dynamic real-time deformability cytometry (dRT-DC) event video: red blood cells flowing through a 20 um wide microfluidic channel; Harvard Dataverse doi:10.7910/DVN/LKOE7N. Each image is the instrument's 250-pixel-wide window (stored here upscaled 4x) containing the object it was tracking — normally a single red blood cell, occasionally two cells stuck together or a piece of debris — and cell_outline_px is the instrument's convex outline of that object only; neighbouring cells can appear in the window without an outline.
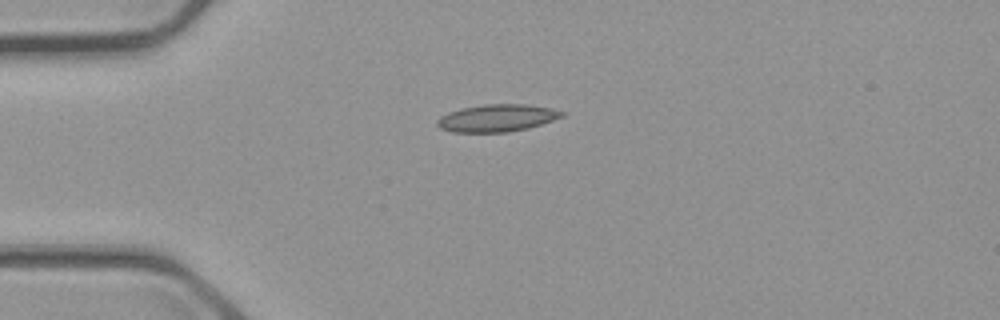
{"species": "common noctule bat (a hibernating species)", "species_latin": "Nyctalus noctula", "temperature_condition": "cold", "stored_images_in_passage": 43, "camera_frame_rate_fps": 3000, "um_per_image_px": 0.085, "animal": {"sex": "male", "body_mass_g": 23.1, "forearm_length_mm": 52.7}, "frame": {"image": 1, "passage_image": 1, "time_ms": 0.0, "image_size_px": [1000, 320], "cell_outline_px": [[564, 116], [528, 128], [508, 132], [452, 132], [440, 128], [436, 124], [436, 120], [440, 116], [448, 112], [460, 108], [484, 104], [524, 104], [552, 108], [564, 112]], "centroid_in_image_um": [42.2, 10.03], "position_along_channel_um": 42.8, "area_um2": 19.88}}
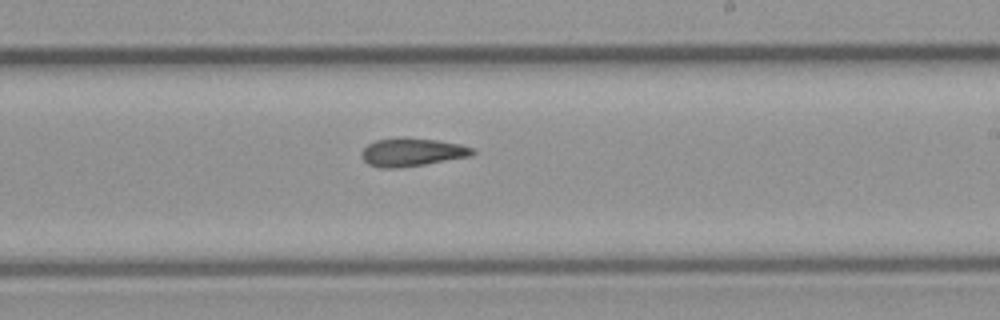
{"frame": {"image": 2, "passage_image": 20, "time_ms": 6.333, "image_size_px": [1000, 320], "cell_outline_px": [[476, 152], [472, 156], [400, 168], [380, 168], [368, 164], [360, 156], [360, 152], [368, 144], [376, 140], [400, 136], [404, 136], [436, 140], [460, 144], [476, 148]], "centroid_in_image_um": [35.02, 12.92], "position_along_channel_um": 254.0, "area_um2": 18.61}}
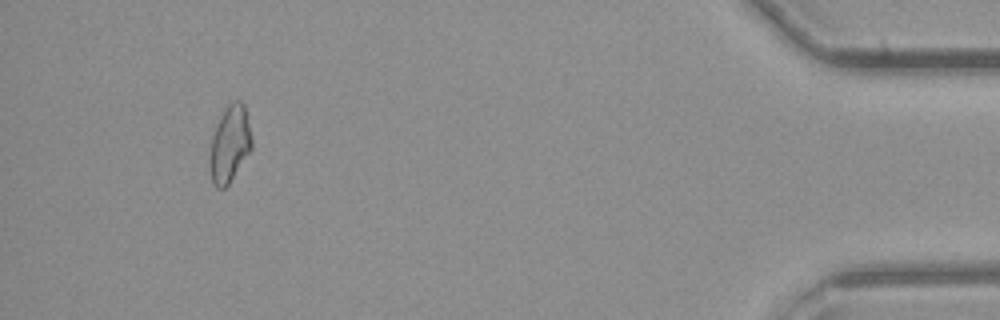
{"frame": {"image": 3, "passage_image": 39, "time_ms": 12.667, "image_size_px": [1000, 320], "cell_outline_px": [[252, 148], [228, 184], [224, 188], [216, 188], [212, 184], [208, 160], [208, 156], [212, 136], [216, 124], [224, 108], [232, 100], [240, 100], [244, 104], [252, 140]], "centroid_in_image_um": [19.49, 12.23], "position_along_channel_um": 415.7, "area_um2": 18.9}, "authors_computed_cell_mechanics": {"area_um2": 18.5538, "velocity_mm_per_s": 3.6823, "shape_relaxation_time_tau1_ms": null, "shape_relaxation_time_tau2_ms": 6.0544, "deformation_change_tau1": null, "deformation_change_tau2": 0.1297}}